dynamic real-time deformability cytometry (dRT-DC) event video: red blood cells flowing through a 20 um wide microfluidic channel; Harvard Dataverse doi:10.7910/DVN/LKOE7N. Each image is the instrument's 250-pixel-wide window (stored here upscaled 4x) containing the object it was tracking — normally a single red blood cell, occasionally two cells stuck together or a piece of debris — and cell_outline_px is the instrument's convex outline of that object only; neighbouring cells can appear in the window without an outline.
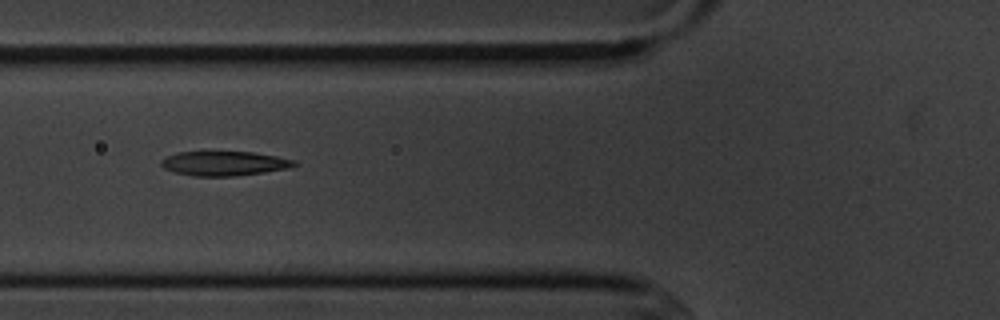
{"species": "common noctule bat (a hibernating species)", "species_latin": "Nyctalus noctula", "temperature_condition": "cold", "stored_images_in_passage": 11, "camera_frame_rate_fps": 3000, "um_per_image_px": 0.085, "animal": {"sex": "male", "body_mass_g": 20.1, "forearm_length_mm": 53.5}, "frame": {"image": 1, "passage_image": 4, "time_ms": 4.333, "image_size_px": [1000, 320], "cell_outline_px": [[300, 164], [292, 168], [264, 172], [232, 176], [192, 176], [176, 172], [164, 168], [160, 164], [160, 160], [176, 152], [252, 152], [276, 156], [296, 160]], "centroid_in_image_um": [19.11, 13.89], "position_along_channel_um": 106.7, "area_um2": 19.02}}
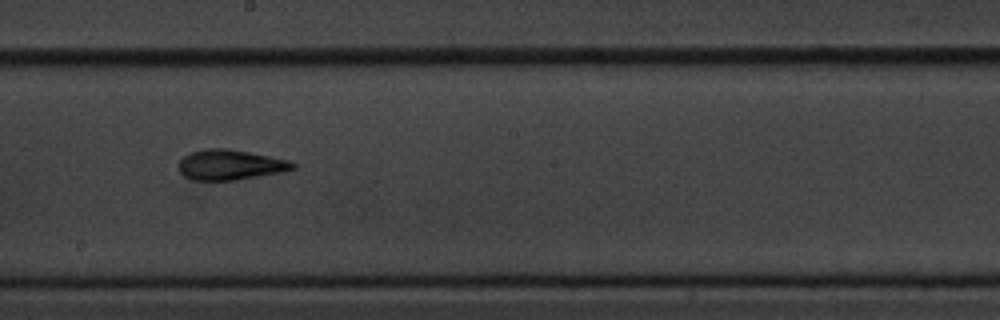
{"frame": {"image": 2, "passage_image": 7, "time_ms": 7.667, "image_size_px": [1000, 320], "cell_outline_px": [[296, 168], [284, 172], [236, 180], [192, 180], [184, 176], [180, 172], [180, 160], [184, 156], [192, 152], [204, 148], [228, 148], [288, 160], [296, 164]], "centroid_in_image_um": [19.58, 14.01], "position_along_channel_um": 228.6, "area_um2": 20.06}}
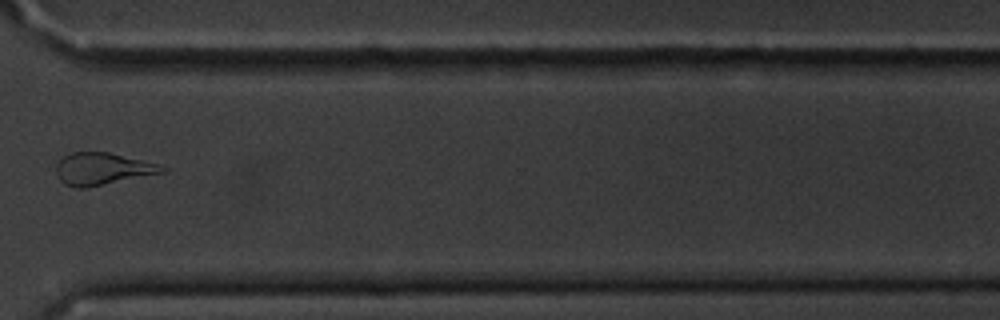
{"frame": {"image": 3, "passage_image": 10, "time_ms": 11.333, "image_size_px": [1000, 320], "cell_outline_px": [[168, 168], [164, 172], [84, 188], [76, 188], [64, 184], [60, 180], [56, 172], [56, 164], [64, 156], [72, 152], [108, 152], [156, 164]], "centroid_in_image_um": [8.65, 14.35], "position_along_channel_um": 362.0, "area_um2": 19.42}, "authors_computed_cell_mechanics": {"area_um2": 19.4208, "velocity_mm_per_s": 3.6399, "shape_relaxation_time_tau1_ms": 2.7512, "shape_relaxation_time_tau2_ms": 1.7602, "deformation_change_tau1": 0.1371, "deformation_change_tau2": 0.0858}}